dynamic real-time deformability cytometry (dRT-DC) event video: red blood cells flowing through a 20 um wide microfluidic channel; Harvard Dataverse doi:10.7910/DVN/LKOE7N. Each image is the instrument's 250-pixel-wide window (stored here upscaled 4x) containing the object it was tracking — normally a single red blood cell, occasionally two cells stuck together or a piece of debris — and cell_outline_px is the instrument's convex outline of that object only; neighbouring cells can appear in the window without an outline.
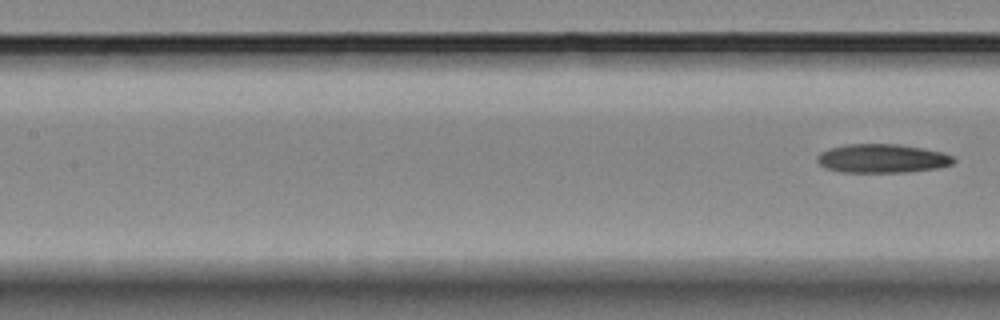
{"species": "Egyptian fruit bat (a non-hibernating species)", "species_latin": "Rousettus aegyptiacus", "temperature_condition": "room temperature", "stored_images_in_passage": 6, "segment_of_instrument_passage": [2, 2], "camera_frame_rate_fps": 3000, "um_per_image_px": 0.085, "animal": {"sex": "female"}, "frame": {"image": 1, "passage_image": 6, "time_ms": 6.667, "image_size_px": [1000, 320], "cell_outline_px": [[956, 160], [952, 164], [936, 168], [904, 172], [840, 172], [824, 168], [816, 160], [816, 156], [820, 152], [828, 148], [848, 144], [900, 144], [924, 148], [944, 152], [952, 156]], "centroid_in_image_um": [74.96, 13.46], "position_along_channel_um": 132.4, "area_um2": 23.06}}